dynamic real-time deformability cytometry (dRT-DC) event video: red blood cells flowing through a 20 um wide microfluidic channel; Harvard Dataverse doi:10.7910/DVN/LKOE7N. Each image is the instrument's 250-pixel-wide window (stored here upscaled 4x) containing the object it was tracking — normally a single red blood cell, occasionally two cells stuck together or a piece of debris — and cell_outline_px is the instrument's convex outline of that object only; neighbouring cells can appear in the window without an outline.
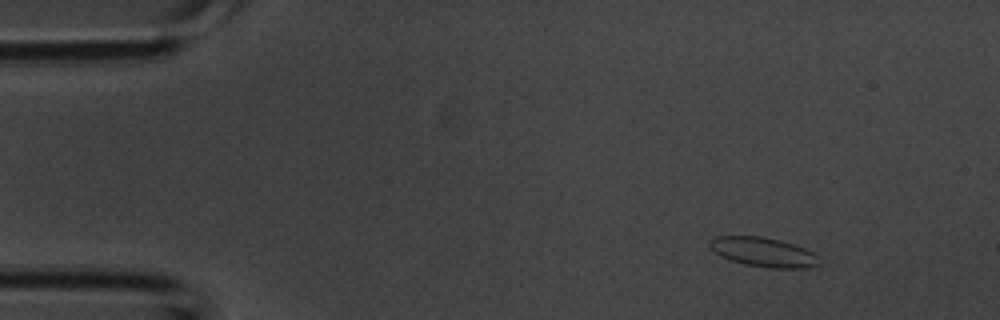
{"species": "common noctule bat (a hibernating species)", "species_latin": "Nyctalus noctula", "temperature_condition": "room temperature", "stored_images_in_passage": 42, "camera_frame_rate_fps": 3000, "um_per_image_px": 0.085, "animal": {"sex": "male", "body_mass_g": 20.1, "forearm_length_mm": 53.5}, "frame": {"image": 1, "passage_image": 4, "time_ms": 1.0, "image_size_px": [1000, 320], "cell_outline_px": [[820, 264], [808, 268], [768, 268], [744, 264], [720, 256], [708, 244], [716, 236], [764, 236], [780, 240], [804, 248], [820, 256]], "centroid_in_image_um": [64.94, 21.43], "position_along_channel_um": 20.1, "area_um2": 18.73}}
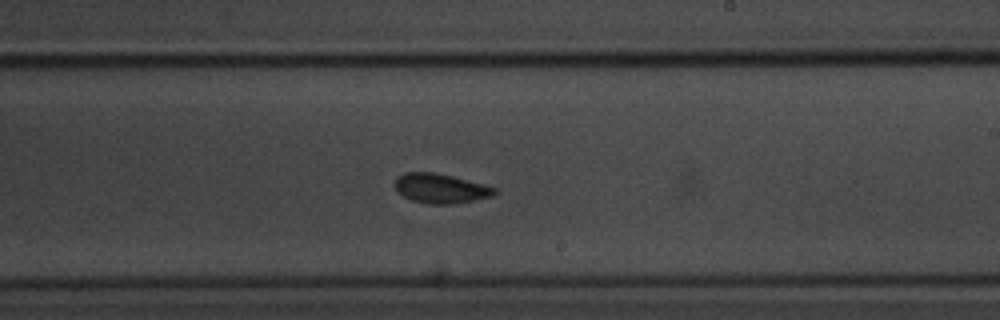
{"frame": {"image": 2, "passage_image": 24, "time_ms": 7.667, "image_size_px": [1000, 320], "cell_outline_px": [[496, 192], [492, 196], [452, 204], [428, 204], [412, 200], [404, 196], [396, 188], [396, 176], [404, 172], [436, 172], [484, 184], [496, 188]], "centroid_in_image_um": [37.44, 16.0], "position_along_channel_um": 251.6, "area_um2": 16.99}}
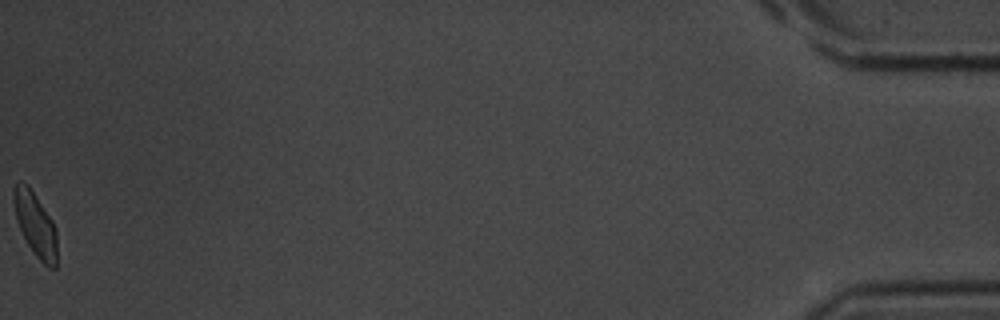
{"frame": {"image": 3, "passage_image": 42, "time_ms": 13.667, "image_size_px": [1000, 320], "cell_outline_px": [[56, 268], [48, 268], [36, 256], [28, 244], [16, 220], [12, 200], [12, 192], [16, 184], [20, 180], [28, 184], [52, 220], [56, 232]], "centroid_in_image_um": [2.98, 19.04], "position_along_channel_um": 432.2, "area_um2": 16.07}}